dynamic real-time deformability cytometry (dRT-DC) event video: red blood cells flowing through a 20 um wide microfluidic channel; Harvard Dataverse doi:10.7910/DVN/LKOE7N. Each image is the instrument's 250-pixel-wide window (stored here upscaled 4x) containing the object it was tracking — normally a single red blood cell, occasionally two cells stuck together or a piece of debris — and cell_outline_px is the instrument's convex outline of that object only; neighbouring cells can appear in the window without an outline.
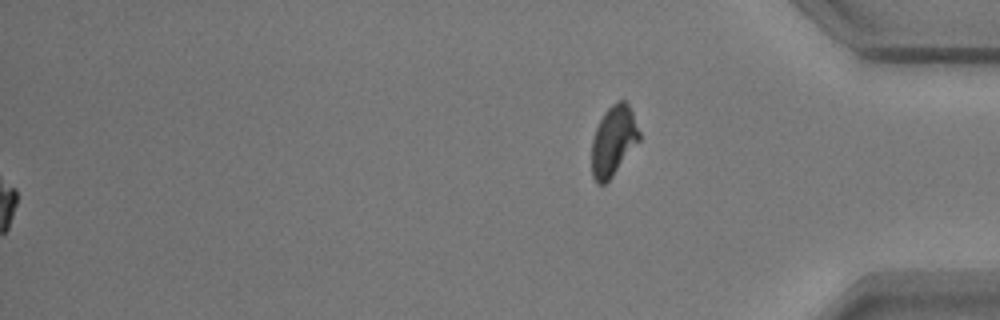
{"species": "common noctule bat (a hibernating species)", "species_latin": "Nyctalus noctula", "temperature_condition": "warm", "stored_images_in_passage": 59, "segment_of_instrument_passage": [2, 2], "camera_frame_rate_fps": 3000, "um_per_image_px": 0.085, "animal": {"sex": "male", "body_mass_g": 17.9}, "frame": {"image": 1, "passage_image": 59, "time_ms": 19.333, "image_size_px": [1000, 320], "cell_outline_px": [[640, 140], [612, 176], [604, 184], [596, 184], [592, 176], [592, 140], [596, 128], [604, 112], [616, 100], [624, 100], [628, 104], [632, 112], [640, 132]], "centroid_in_image_um": [52.14, 11.96], "position_along_channel_um": 383.1, "area_um2": 19.31}}